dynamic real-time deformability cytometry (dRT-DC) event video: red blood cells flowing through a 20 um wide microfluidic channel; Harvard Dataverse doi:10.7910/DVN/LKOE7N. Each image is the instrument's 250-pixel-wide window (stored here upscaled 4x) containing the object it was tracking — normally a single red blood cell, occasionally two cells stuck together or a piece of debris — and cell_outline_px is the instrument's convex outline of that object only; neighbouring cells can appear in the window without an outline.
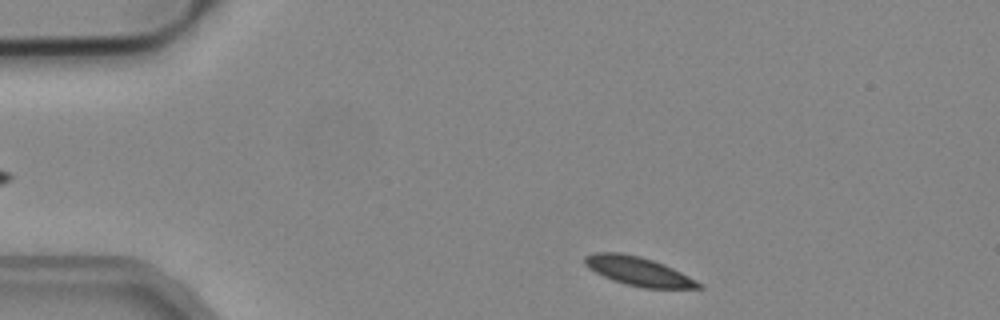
{"species": "common noctule bat (a hibernating species)", "species_latin": "Nyctalus noctula", "temperature_condition": "cold", "stored_images_in_passage": 46, "camera_frame_rate_fps": 3000, "um_per_image_px": 0.085, "animal": {"sex": "male", "body_mass_g": 19.2, "forearm_length_mm": 51.8}, "frame": {"image": 1, "passage_image": 2, "time_ms": 0.333, "image_size_px": [1000, 320], "cell_outline_px": [[704, 288], [644, 288], [628, 284], [604, 276], [588, 268], [584, 264], [584, 256], [592, 252], [620, 252], [640, 256], [664, 264], [704, 284]], "centroid_in_image_um": [54.26, 23.04], "position_along_channel_um": 30.7, "area_um2": 18.96}}
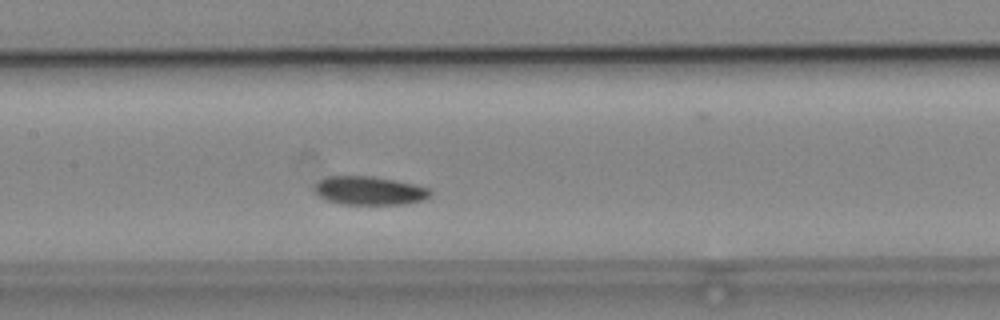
{"frame": {"image": 2, "passage_image": 18, "time_ms": 5.667, "image_size_px": [1000, 320], "cell_outline_px": [[432, 192], [424, 200], [404, 204], [340, 204], [324, 200], [316, 196], [312, 192], [312, 188], [320, 180], [328, 176], [372, 176], [396, 180], [428, 188]], "centroid_in_image_um": [31.31, 16.21], "position_along_channel_um": 176.1, "area_um2": 19.48}}
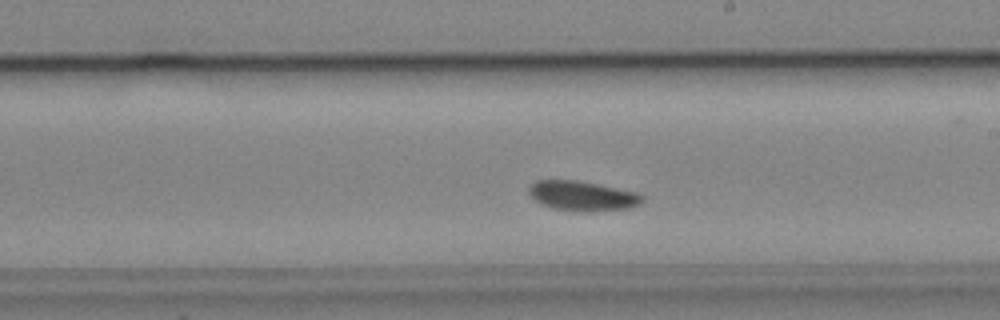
{"frame": {"image": 3, "passage_image": 23, "time_ms": 7.333, "image_size_px": [1000, 320], "cell_outline_px": [[644, 200], [640, 204], [632, 208], [588, 212], [584, 212], [552, 208], [540, 204], [528, 192], [528, 188], [536, 180], [576, 180], [636, 192], [644, 196]], "centroid_in_image_um": [49.52, 16.66], "position_along_channel_um": 239.5, "area_um2": 19.71}, "authors_computed_cell_mechanics": {"area_um2": 19.2474, "velocity_mm_per_s": 3.8383, "shape_relaxation_time_tau1_ms": 3.6788, "shape_relaxation_time_tau2_ms": null, "deformation_change_tau1": 0.0862, "deformation_change_tau2": null}}